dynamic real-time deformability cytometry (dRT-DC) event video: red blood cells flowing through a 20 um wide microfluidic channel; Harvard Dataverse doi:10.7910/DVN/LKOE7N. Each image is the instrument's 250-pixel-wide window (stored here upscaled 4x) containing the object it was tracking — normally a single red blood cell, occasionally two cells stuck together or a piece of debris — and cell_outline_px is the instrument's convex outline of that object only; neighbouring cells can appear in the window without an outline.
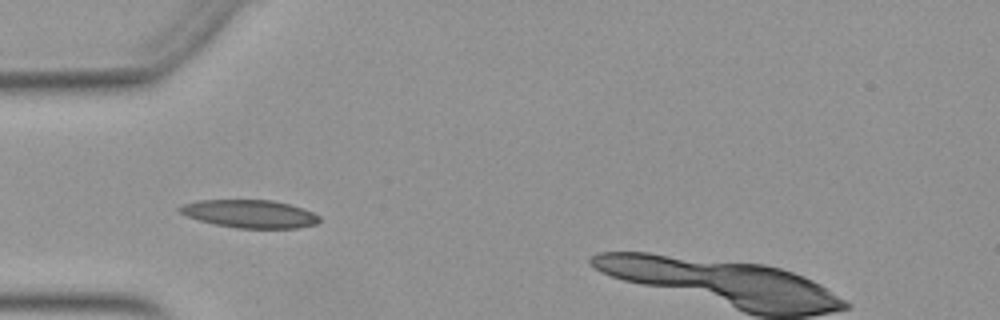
{"species": "Egyptian fruit bat (a non-hibernating species)", "species_latin": "Rousettus aegyptiacus", "temperature_condition": "warm", "stored_images_in_passage": 35, "camera_frame_rate_fps": 3000, "um_per_image_px": 0.085, "animal": {"sex": "female"}, "frame": {"image": 1, "passage_image": 5, "time_ms": 1.333, "image_size_px": [1000, 320], "cell_outline_px": [[320, 220], [316, 224], [296, 228], [236, 228], [216, 224], [200, 220], [188, 216], [180, 212], [176, 208], [180, 204], [200, 200], [272, 200], [304, 208], [320, 216]], "centroid_in_image_um": [21.23, 18.17], "position_along_channel_um": 63.8, "area_um2": 22.72}}
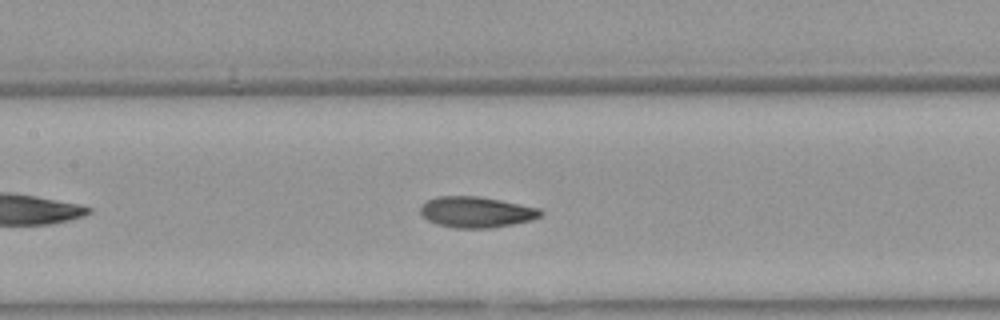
{"frame": {"image": 2, "passage_image": 13, "time_ms": 4.0, "image_size_px": [1000, 320], "cell_outline_px": [[544, 212], [540, 216], [532, 220], [492, 228], [452, 228], [436, 224], [428, 220], [420, 212], [420, 208], [428, 200], [436, 196], [480, 196], [540, 208]], "centroid_in_image_um": [40.5, 18.03], "position_along_channel_um": 166.9, "area_um2": 21.68}}
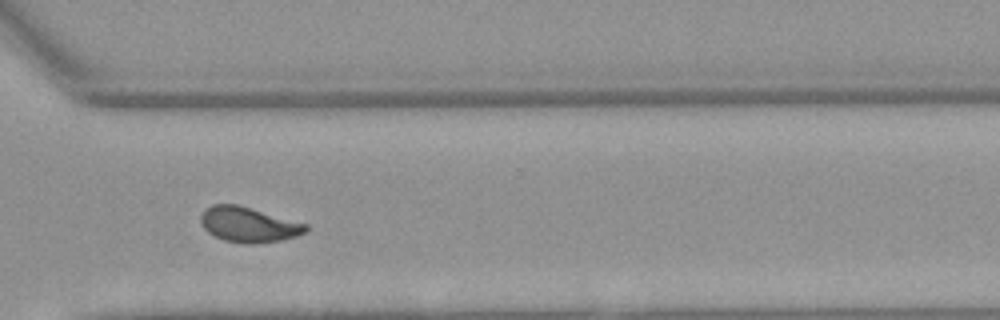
{"frame": {"image": 3, "passage_image": 27, "time_ms": 8.667, "image_size_px": [1000, 320], "cell_outline_px": [[308, 232], [296, 236], [280, 240], [256, 244], [248, 244], [224, 240], [208, 232], [200, 224], [200, 216], [204, 208], [212, 204], [236, 204], [308, 224]], "centroid_in_image_um": [21.12, 19.09], "position_along_channel_um": 349.5, "area_um2": 21.56}}